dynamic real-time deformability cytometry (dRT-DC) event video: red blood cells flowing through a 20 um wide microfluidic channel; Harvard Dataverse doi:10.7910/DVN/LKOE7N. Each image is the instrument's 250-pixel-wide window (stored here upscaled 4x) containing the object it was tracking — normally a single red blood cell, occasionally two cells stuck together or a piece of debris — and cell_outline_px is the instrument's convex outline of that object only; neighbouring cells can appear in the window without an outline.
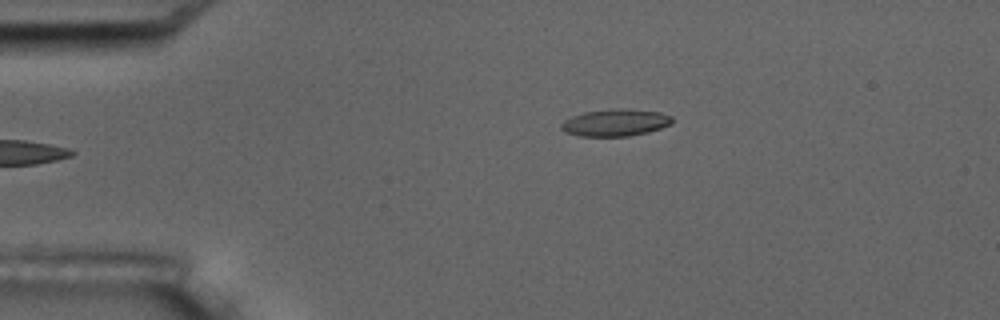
{"species": "common noctule bat (a hibernating species)", "species_latin": "Nyctalus noctula", "temperature_condition": "room temperature", "stored_images_in_passage": 2, "camera_frame_rate_fps": 3000, "um_per_image_px": 0.085, "animal": {"sex": "male", "body_mass_g": 17.5, "forearm_length_mm": 52.3}, "frame": {"image": 1, "passage_image": 2, "time_ms": 2.0, "image_size_px": [1000, 320], "cell_outline_px": [[672, 124], [648, 132], [628, 136], [580, 136], [564, 132], [560, 128], [560, 124], [564, 120], [572, 116], [584, 112], [612, 108], [624, 108], [660, 112], [672, 116]], "centroid_in_image_um": [52.29, 10.41], "position_along_channel_um": 32.7, "area_um2": 17.63}}